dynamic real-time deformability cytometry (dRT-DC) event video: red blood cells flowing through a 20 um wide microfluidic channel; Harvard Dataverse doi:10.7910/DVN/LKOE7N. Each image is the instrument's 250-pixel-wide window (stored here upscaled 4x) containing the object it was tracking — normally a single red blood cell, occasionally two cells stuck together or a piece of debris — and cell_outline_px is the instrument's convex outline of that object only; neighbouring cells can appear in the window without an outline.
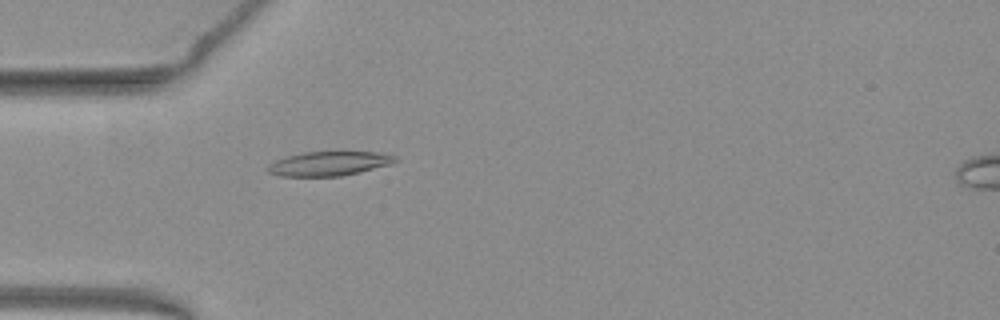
{"species": "common noctule bat (a hibernating species)", "species_latin": "Nyctalus noctula", "temperature_condition": "warm", "stored_images_in_passage": 39, "camera_frame_rate_fps": 3000, "um_per_image_px": 0.085, "animal": {"sex": "female", "body_mass_g": 19.3, "forearm_length_mm": 54.1}, "frame": {"image": 1, "passage_image": 3, "time_ms": 0.667, "image_size_px": [1000, 320], "cell_outline_px": [[400, 160], [388, 164], [340, 176], [280, 176], [268, 172], [268, 164], [276, 160], [288, 156], [304, 152], [376, 152], [396, 156]], "centroid_in_image_um": [27.93, 13.9], "position_along_channel_um": 57.1, "area_um2": 17.63}}
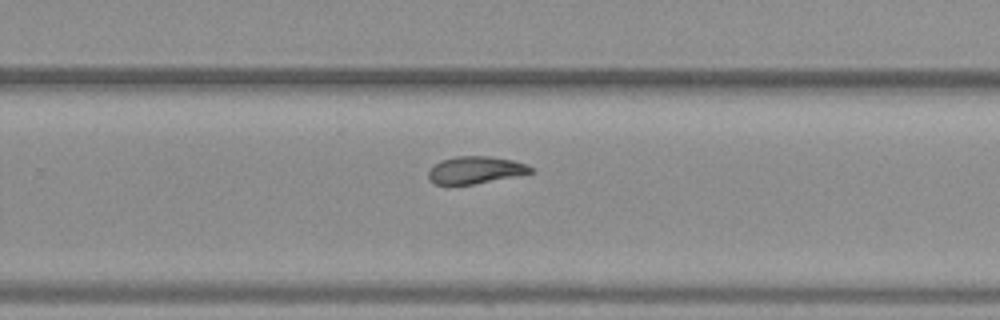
{"frame": {"image": 2, "passage_image": 21, "time_ms": 6.667, "image_size_px": [1000, 320], "cell_outline_px": [[532, 172], [472, 184], [436, 184], [428, 176], [428, 172], [440, 160], [456, 156], [488, 156], [512, 160], [528, 164], [532, 168]], "centroid_in_image_um": [40.4, 14.43], "position_along_channel_um": 289.4, "area_um2": 15.78}}
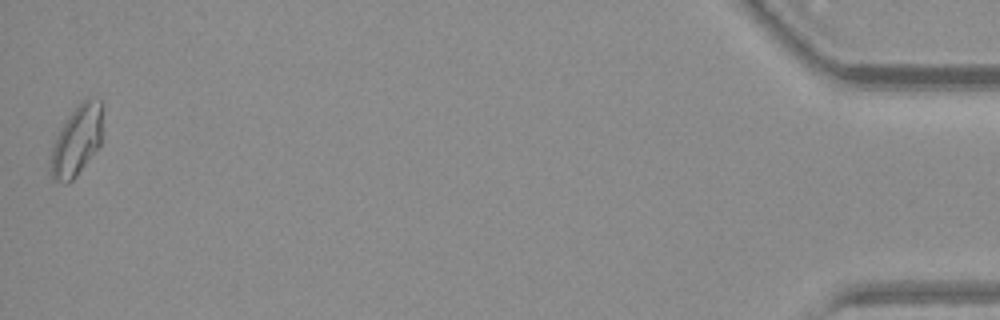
{"frame": {"image": 3, "passage_image": 39, "time_ms": 12.667, "image_size_px": [1000, 320], "cell_outline_px": [[104, 108], [100, 144], [76, 176], [68, 184], [64, 184], [52, 180], [52, 148], [56, 136], [60, 128], [68, 116], [80, 100], [88, 96], [92, 96], [104, 100]], "centroid_in_image_um": [6.58, 11.84], "position_along_channel_um": 428.6, "area_um2": 21.62}}